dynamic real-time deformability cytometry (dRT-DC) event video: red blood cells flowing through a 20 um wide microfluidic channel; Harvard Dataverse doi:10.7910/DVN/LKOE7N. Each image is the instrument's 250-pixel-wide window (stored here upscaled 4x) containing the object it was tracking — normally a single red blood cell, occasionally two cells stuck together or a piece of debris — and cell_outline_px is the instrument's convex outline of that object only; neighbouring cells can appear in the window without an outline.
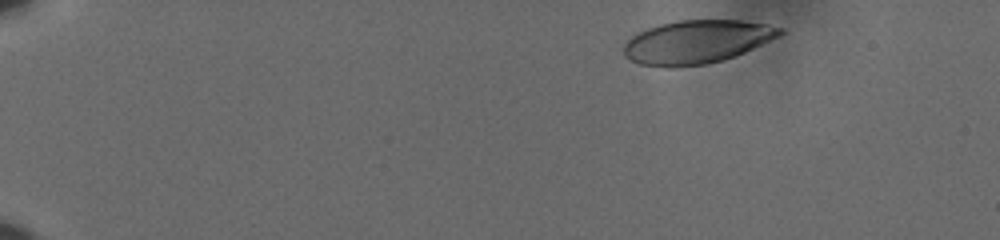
{"species": "human", "species_latin": "Homo sapiens", "temperature_condition": "cold", "stored_images_in_passage": 45, "camera_frame_rate_fps": 3000, "um_per_image_px": 0.085, "donor": {"sex": "male"}, "frame": {"image": 1, "passage_image": 1, "time_ms": 0.0, "image_size_px": [1000, 240], "cell_outline_px": [[784, 32], [780, 36], [736, 56], [724, 60], [704, 64], [672, 68], [664, 68], [640, 64], [624, 56], [624, 44], [636, 32], [660, 24], [680, 20], [740, 20], [768, 24], [784, 28]], "centroid_in_image_um": [59.23, 3.56], "position_along_channel_um": 25.8, "area_um2": 39.71}}
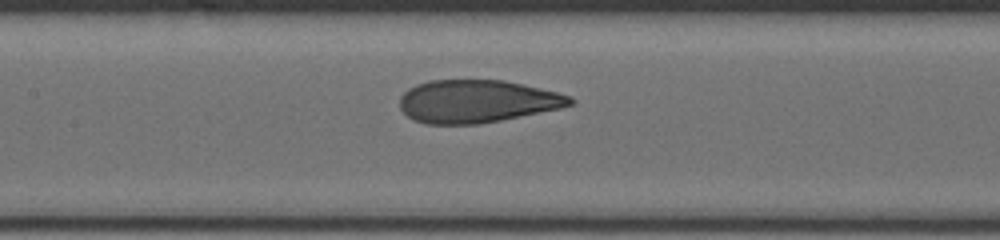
{"frame": {"image": 2, "passage_image": 23, "time_ms": 7.333, "image_size_px": [1000, 240], "cell_outline_px": [[576, 100], [572, 104], [560, 108], [500, 120], [476, 124], [424, 124], [412, 120], [400, 108], [400, 96], [408, 88], [416, 84], [428, 80], [504, 80], [540, 88], [572, 96]], "centroid_in_image_um": [40.51, 8.61], "position_along_channel_um": 166.9, "area_um2": 42.48}}
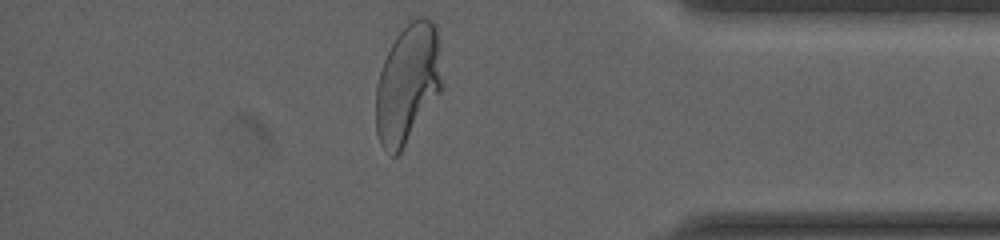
{"frame": {"image": 3, "passage_image": 44, "time_ms": 14.333, "image_size_px": [1000, 240], "cell_outline_px": [[440, 92], [400, 152], [396, 156], [392, 156], [380, 144], [376, 132], [376, 84], [384, 60], [396, 36], [412, 20], [420, 16], [424, 16], [432, 20], [436, 24], [440, 80]], "centroid_in_image_um": [34.61, 7.12], "position_along_channel_um": 400.6, "area_um2": 44.97}, "authors_computed_cell_mechanics": {"area_um2": 43.0032, "velocity_mm_per_s": 3.6153, "shape_relaxation_time_tau1_ms": 4.6873, "shape_relaxation_time_tau2_ms": null, "deformation_change_tau1": 0.1887, "deformation_change_tau2": null}}